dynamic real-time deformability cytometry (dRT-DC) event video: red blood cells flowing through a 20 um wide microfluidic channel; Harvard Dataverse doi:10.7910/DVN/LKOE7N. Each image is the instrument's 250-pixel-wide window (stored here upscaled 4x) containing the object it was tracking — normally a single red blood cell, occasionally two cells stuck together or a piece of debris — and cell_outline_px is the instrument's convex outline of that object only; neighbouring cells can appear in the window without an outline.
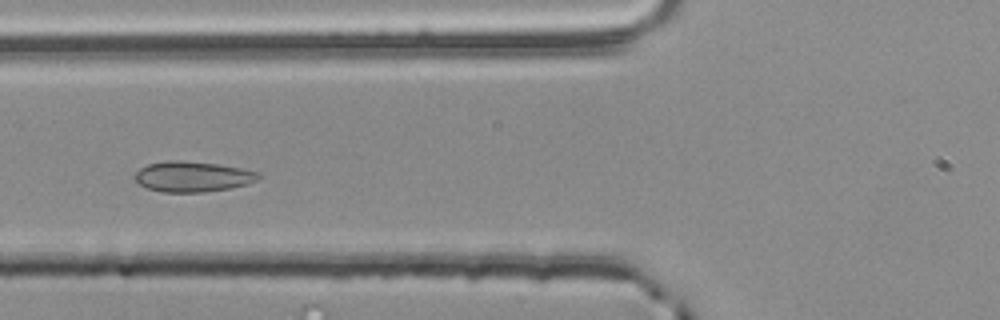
{"species": "common noctule bat (a hibernating species)", "species_latin": "Nyctalus noctula", "temperature_condition": "room temperature", "stored_images_in_passage": 45, "camera_frame_rate_fps": 3000, "um_per_image_px": 0.085, "animal": {"sex": "male", "body_mass_g": 20.4}, "frame": {"image": 1, "passage_image": 11, "time_ms": 3.333, "image_size_px": [1000, 320], "cell_outline_px": [[264, 176], [248, 184], [228, 188], [204, 192], [164, 192], [148, 188], [140, 184], [136, 180], [136, 172], [140, 168], [148, 164], [164, 160], [180, 160], [216, 164], [240, 168], [260, 172]], "centroid_in_image_um": [16.4, 15.0], "position_along_channel_um": 109.4, "area_um2": 21.85}}
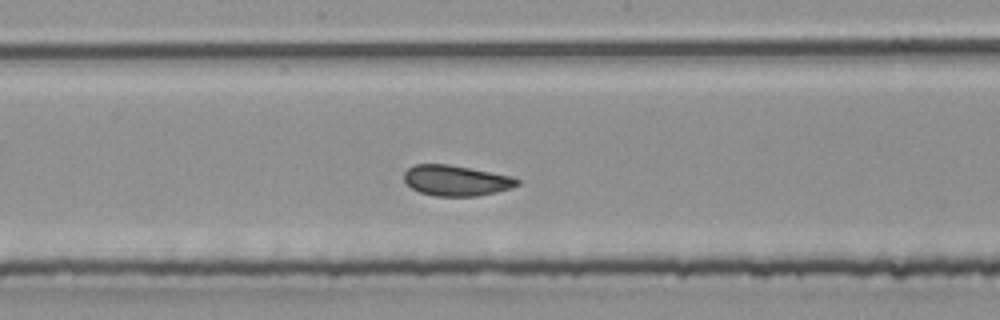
{"frame": {"image": 2, "passage_image": 19, "time_ms": 6.0, "image_size_px": [1000, 320], "cell_outline_px": [[520, 184], [512, 188], [496, 192], [476, 196], [436, 196], [420, 192], [412, 188], [404, 180], [404, 172], [408, 168], [416, 164], [448, 164], [512, 176], [520, 180]], "centroid_in_image_um": [38.79, 15.34], "position_along_channel_um": 209.4, "area_um2": 20.11}}
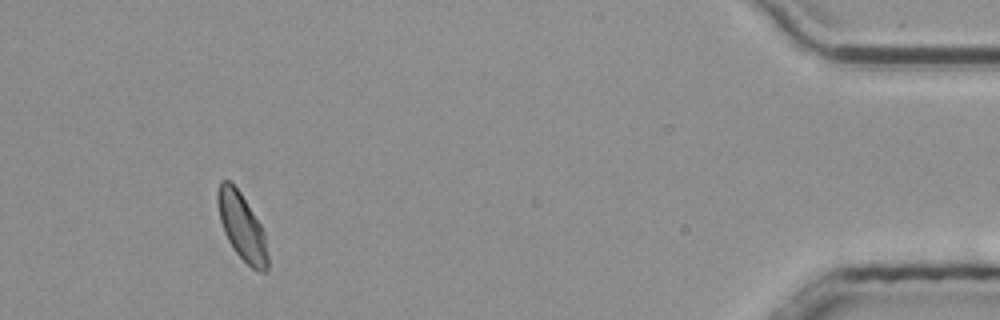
{"frame": {"image": 3, "passage_image": 41, "time_ms": 13.333, "image_size_px": [1000, 320], "cell_outline_px": [[268, 268], [264, 272], [256, 272], [232, 248], [224, 232], [220, 220], [216, 200], [216, 196], [220, 180], [228, 180], [240, 192], [260, 224], [264, 232], [268, 256]], "centroid_in_image_um": [20.55, 19.28], "position_along_channel_um": 414.6, "area_um2": 19.42}, "authors_computed_cell_mechanics": {"area_um2": 20.2878, "velocity_mm_per_s": 3.7488, "shape_relaxation_time_tau1_ms": null, "shape_relaxation_time_tau2_ms": 0.8214, "deformation_change_tau1": null, "deformation_change_tau2": 0.0483}}